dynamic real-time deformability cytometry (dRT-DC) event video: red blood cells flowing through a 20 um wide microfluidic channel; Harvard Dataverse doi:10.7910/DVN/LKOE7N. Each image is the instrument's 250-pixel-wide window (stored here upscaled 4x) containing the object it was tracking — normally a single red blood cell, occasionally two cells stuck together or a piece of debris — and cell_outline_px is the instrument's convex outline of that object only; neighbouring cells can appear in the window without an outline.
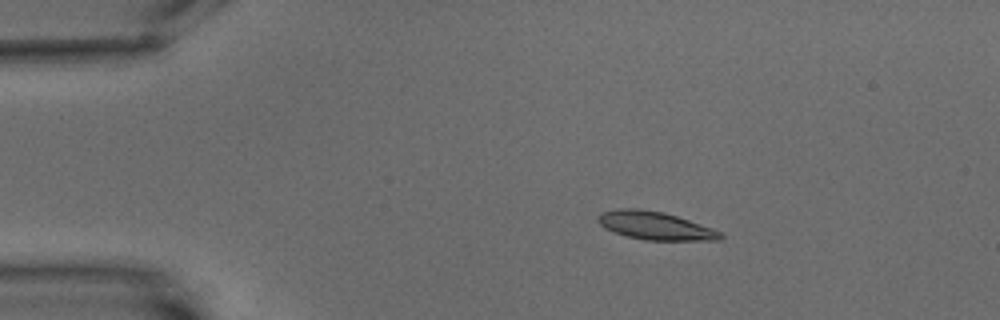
{"species": "common noctule bat (a hibernating species)", "species_latin": "Nyctalus noctula", "temperature_condition": "warm", "stored_images_in_passage": 4, "camera_frame_rate_fps": 3000, "um_per_image_px": 0.085, "animal": {"sex": "male", "body_mass_g": 15.6}, "frame": {"image": 1, "passage_image": 2, "time_ms": 2.333, "image_size_px": [1000, 320], "cell_outline_px": [[724, 236], [720, 240], [644, 240], [628, 236], [604, 228], [596, 220], [596, 216], [600, 212], [620, 208], [640, 208], [664, 212], [712, 228], [720, 232]], "centroid_in_image_um": [55.65, 19.17], "position_along_channel_um": 29.4, "area_um2": 20.0}}